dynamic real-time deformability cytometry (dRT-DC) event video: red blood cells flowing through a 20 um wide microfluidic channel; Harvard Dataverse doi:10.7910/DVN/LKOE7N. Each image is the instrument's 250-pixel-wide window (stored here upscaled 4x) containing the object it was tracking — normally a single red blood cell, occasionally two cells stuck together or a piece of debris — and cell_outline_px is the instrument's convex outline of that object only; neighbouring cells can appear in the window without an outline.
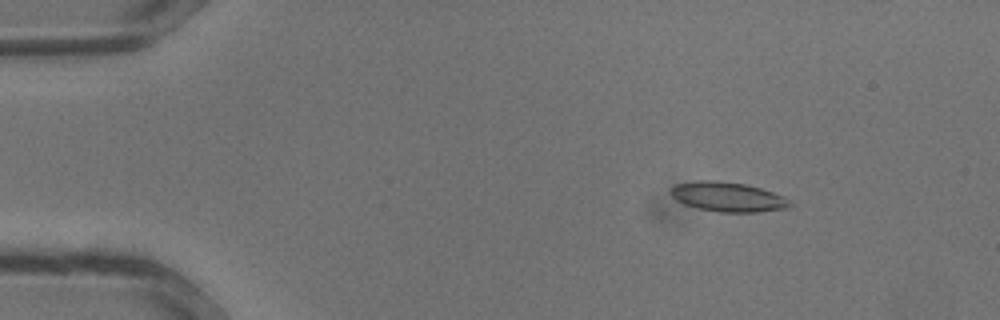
{"species": "common noctule bat (a hibernating species)", "species_latin": "Nyctalus noctula", "temperature_condition": "warm", "stored_images_in_passage": 35, "camera_frame_rate_fps": 3000, "um_per_image_px": 0.085, "animal": {"sex": "male", "body_mass_g": 13.3}, "frame": {"image": 1, "passage_image": 5, "time_ms": 1.333, "image_size_px": [1000, 320], "cell_outline_px": [[792, 208], [756, 212], [720, 212], [696, 208], [684, 204], [676, 200], [668, 192], [676, 184], [696, 180], [716, 180], [744, 184], [760, 188], [772, 192], [780, 196], [792, 204]], "centroid_in_image_um": [61.82, 16.74], "position_along_channel_um": 23.2, "area_um2": 20.52}}
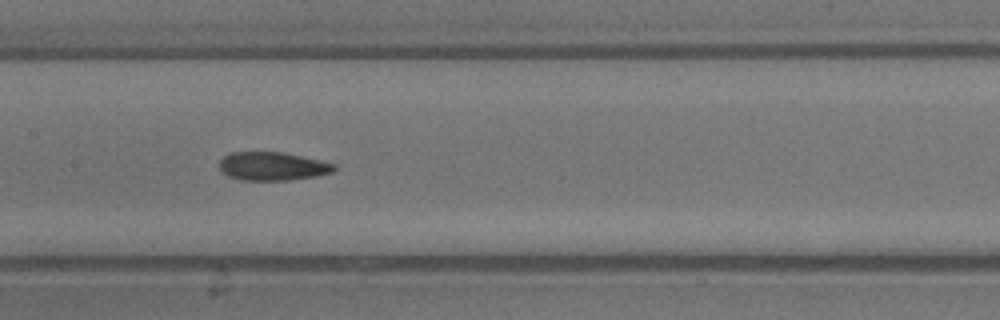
{"frame": {"image": 2, "passage_image": 17, "time_ms": 5.333, "image_size_px": [1000, 320], "cell_outline_px": [[340, 168], [332, 172], [316, 176], [292, 180], [240, 180], [228, 176], [220, 168], [220, 160], [224, 156], [232, 152], [284, 152], [320, 160], [336, 164]], "centroid_in_image_um": [23.22, 14.13], "position_along_channel_um": 184.2, "area_um2": 19.13}}
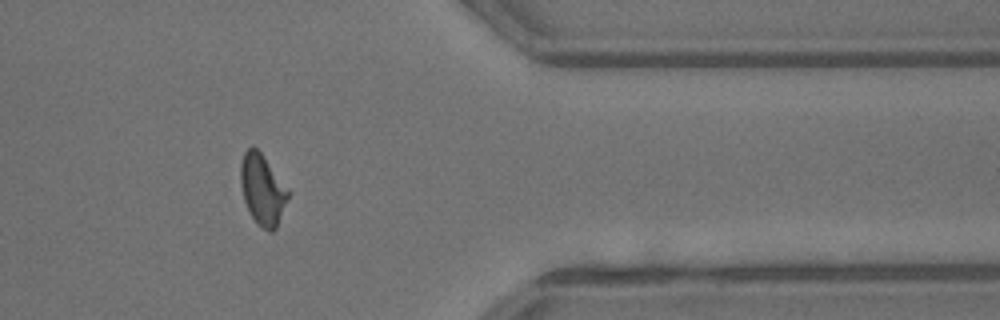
{"frame": {"image": 3, "passage_image": 28, "time_ms": 9.0, "image_size_px": [1000, 320], "cell_outline_px": [[288, 200], [276, 228], [272, 232], [268, 232], [256, 224], [244, 200], [240, 184], [240, 164], [244, 152], [248, 148], [256, 148], [260, 152], [288, 188]], "centroid_in_image_um": [22.3, 16.15], "position_along_channel_um": 389.1, "area_um2": 19.42}}